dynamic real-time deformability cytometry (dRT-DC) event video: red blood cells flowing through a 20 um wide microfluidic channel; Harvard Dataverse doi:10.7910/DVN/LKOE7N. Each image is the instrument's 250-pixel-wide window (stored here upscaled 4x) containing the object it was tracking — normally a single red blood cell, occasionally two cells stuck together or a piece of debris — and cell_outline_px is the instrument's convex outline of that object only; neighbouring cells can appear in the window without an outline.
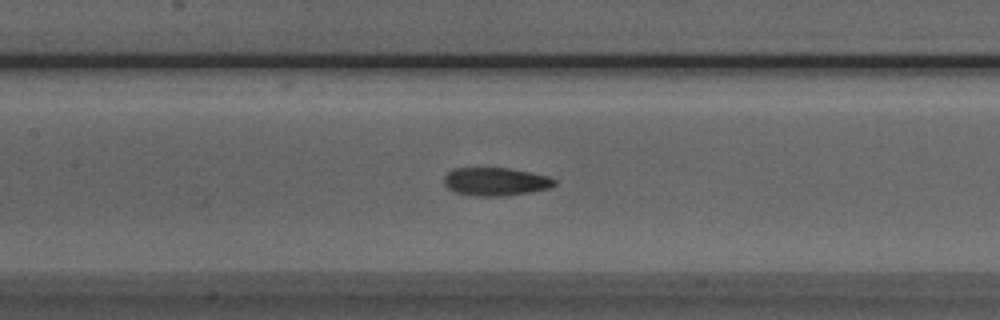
{"species": "Egyptian fruit bat (a non-hibernating species)", "species_latin": "Rousettus aegyptiacus", "temperature_condition": "room temperature", "stored_images_in_passage": 52, "camera_frame_rate_fps": 3000, "um_per_image_px": 0.085, "animal": {"sex": "male"}, "frame": {"image": 1, "passage_image": 23, "time_ms": 7.333, "image_size_px": [1000, 320], "cell_outline_px": [[556, 184], [548, 188], [532, 192], [500, 196], [476, 196], [456, 192], [448, 188], [444, 184], [444, 176], [452, 168], [508, 168], [548, 176], [556, 180]], "centroid_in_image_um": [42.11, 15.43], "position_along_channel_um": 165.3, "area_um2": 18.03}}
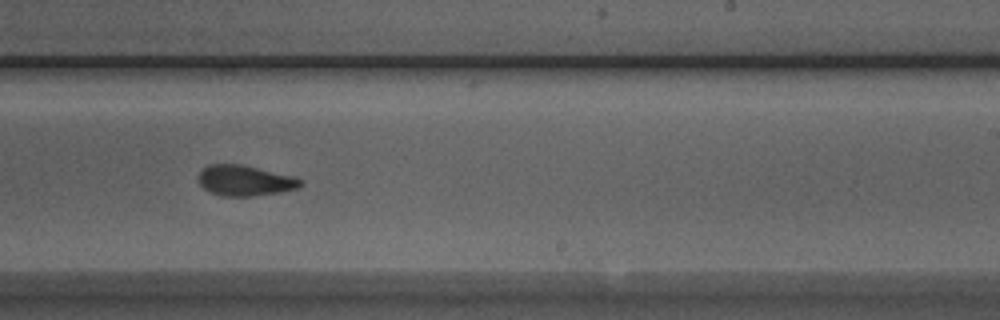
{"frame": {"image": 2, "passage_image": 31, "time_ms": 10.0, "image_size_px": [1000, 320], "cell_outline_px": [[304, 184], [296, 188], [280, 192], [252, 196], [224, 196], [212, 192], [204, 188], [200, 184], [200, 172], [208, 164], [244, 164], [296, 176]], "centroid_in_image_um": [20.87, 15.33], "position_along_channel_um": 268.1, "area_um2": 18.15}}
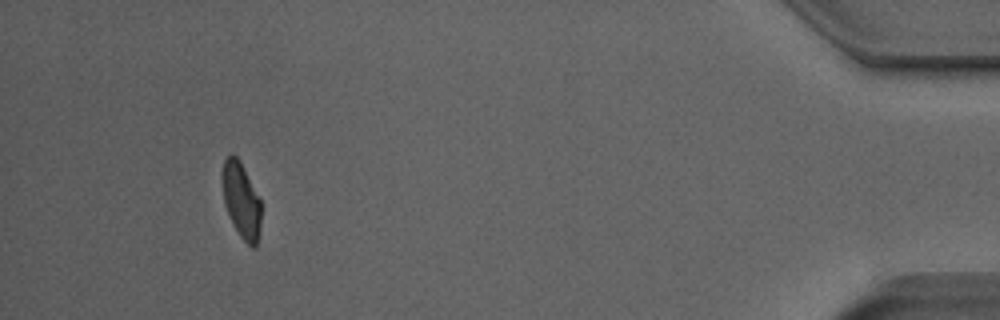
{"frame": {"image": 3, "passage_image": 48, "time_ms": 15.667, "image_size_px": [1000, 320], "cell_outline_px": [[260, 228], [256, 248], [252, 248], [240, 236], [224, 204], [224, 160], [232, 152], [240, 160], [260, 200]], "centroid_in_image_um": [20.54, 17.05], "position_along_channel_um": 414.7, "area_um2": 16.42}, "authors_computed_cell_mechanics": {"area_um2": 18.3515, "velocity_mm_per_s": 3.8823, "shape_relaxation_time_tau1_ms": 5.5562, "shape_relaxation_time_tau2_ms": 2.4007, "deformation_change_tau1": 0.1339, "deformation_change_tau2": 0.0905}}